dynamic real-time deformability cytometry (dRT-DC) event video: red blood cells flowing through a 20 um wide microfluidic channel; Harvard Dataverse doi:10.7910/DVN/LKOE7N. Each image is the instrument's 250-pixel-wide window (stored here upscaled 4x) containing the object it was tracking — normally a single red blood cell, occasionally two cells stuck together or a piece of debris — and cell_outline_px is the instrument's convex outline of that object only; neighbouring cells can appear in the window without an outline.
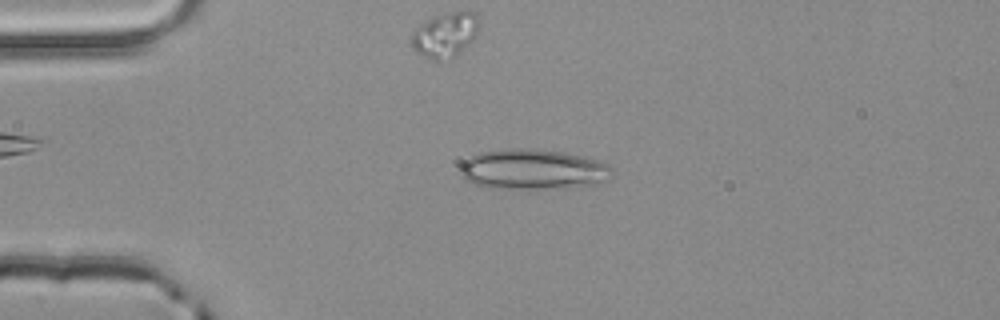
{"species": "common noctule bat (a hibernating species)", "species_latin": "Nyctalus noctula", "temperature_condition": "room temperature", "stored_images_in_passage": 4, "camera_frame_rate_fps": 3000, "um_per_image_px": 0.085, "animal": {"sex": "male", "body_mass_g": 20.4}, "frame": {"image": 1, "passage_image": 3, "time_ms": 0.667, "image_size_px": [1000, 320], "cell_outline_px": [[612, 168], [608, 180], [596, 184], [544, 188], [488, 188], [476, 184], [460, 176], [460, 164], [468, 156], [480, 152], [508, 148], [532, 148], [560, 152], [580, 156], [596, 160], [608, 164]], "centroid_in_image_um": [45.23, 14.38], "position_along_channel_um": 39.8, "area_um2": 35.37}}
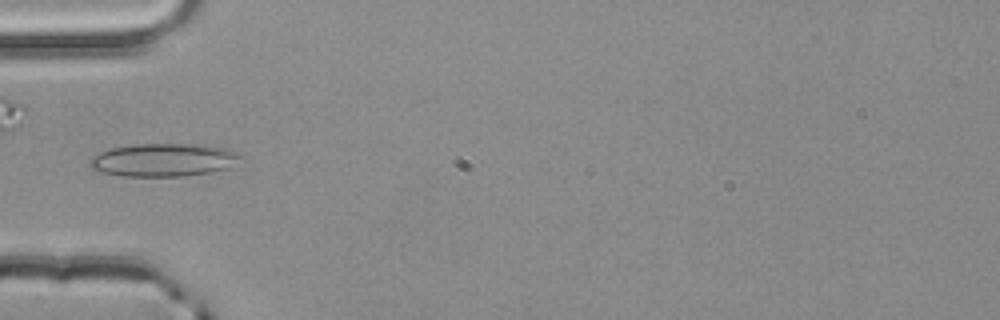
{"frame": {"image": 2, "passage_image": 4, "time_ms": 1.0, "image_size_px": [1000, 320], "cell_outline_px": [[244, 156], [228, 168], [212, 172], [184, 176], [124, 176], [100, 172], [92, 168], [88, 164], [92, 156], [108, 148], [136, 144], [204, 144], [224, 148], [240, 152]], "centroid_in_image_um": [13.91, 13.59], "position_along_channel_um": 71.1, "area_um2": 29.3}}